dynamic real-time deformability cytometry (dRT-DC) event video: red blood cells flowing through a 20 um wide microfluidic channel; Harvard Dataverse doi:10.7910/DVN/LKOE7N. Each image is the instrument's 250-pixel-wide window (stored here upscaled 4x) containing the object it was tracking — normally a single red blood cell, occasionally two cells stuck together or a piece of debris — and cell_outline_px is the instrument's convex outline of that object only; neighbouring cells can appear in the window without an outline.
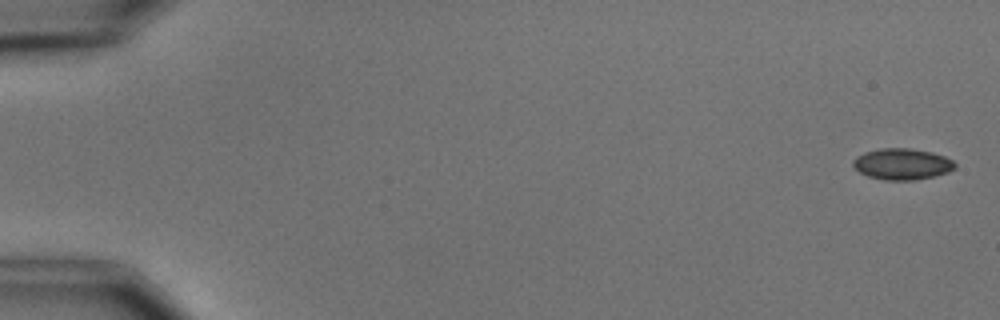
{"species": "common noctule bat (a hibernating species)", "species_latin": "Nyctalus noctula", "temperature_condition": "cold", "stored_images_in_passage": 6, "camera_frame_rate_fps": 3000, "um_per_image_px": 0.085, "animal": {"sex": "male", "body_mass_g": 15.6}, "frame": {"image": 1, "passage_image": 1, "time_ms": 0.0, "image_size_px": [1000, 320], "cell_outline_px": [[956, 168], [948, 172], [916, 180], [884, 180], [868, 176], [860, 172], [852, 164], [852, 160], [856, 156], [864, 152], [880, 148], [908, 148], [932, 152], [944, 156], [952, 160], [956, 164]], "centroid_in_image_um": [76.67, 13.94], "position_along_channel_um": 8.3, "area_um2": 18.55}}
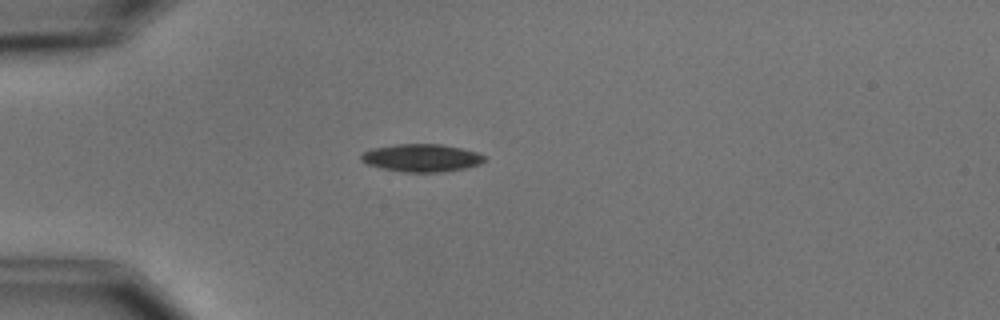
{"frame": {"image": 2, "passage_image": 5, "time_ms": 4.667, "image_size_px": [1000, 320], "cell_outline_px": [[484, 160], [480, 164], [464, 168], [440, 172], [404, 172], [380, 168], [368, 164], [360, 160], [360, 156], [364, 152], [372, 148], [396, 144], [440, 144], [460, 148], [476, 152], [484, 156]], "centroid_in_image_um": [35.79, 13.42], "position_along_channel_um": 49.2, "area_um2": 19.77}}